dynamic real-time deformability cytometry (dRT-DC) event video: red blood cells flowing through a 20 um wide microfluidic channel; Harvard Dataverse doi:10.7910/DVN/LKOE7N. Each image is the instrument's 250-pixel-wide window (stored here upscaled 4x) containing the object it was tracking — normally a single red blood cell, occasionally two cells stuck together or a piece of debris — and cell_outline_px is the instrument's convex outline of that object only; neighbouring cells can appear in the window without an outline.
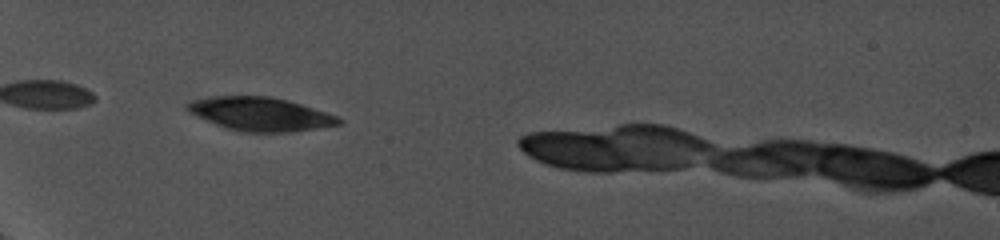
{"species": "common noctule bat (a hibernating species)", "species_latin": "Nyctalus noctula", "temperature_condition": "cold", "stored_images_in_passage": 38, "camera_frame_rate_fps": 5000, "um_per_image_px": 0.085, "animal": {"sex": "female", "body_mass_g": 19.0, "forearm_length_mm": 56.7}, "frame": {"image": 1, "passage_image": 1, "time_ms": 0.0, "image_size_px": [1000, 240], "cell_outline_px": [[344, 120], [340, 124], [316, 128], [288, 132], [240, 132], [216, 124], [196, 116], [188, 112], [184, 108], [184, 104], [192, 100], [212, 96], [272, 96], [288, 100], [336, 116]], "centroid_in_image_um": [22.06, 9.68], "position_along_channel_um": 62.9, "area_um2": 29.48}}